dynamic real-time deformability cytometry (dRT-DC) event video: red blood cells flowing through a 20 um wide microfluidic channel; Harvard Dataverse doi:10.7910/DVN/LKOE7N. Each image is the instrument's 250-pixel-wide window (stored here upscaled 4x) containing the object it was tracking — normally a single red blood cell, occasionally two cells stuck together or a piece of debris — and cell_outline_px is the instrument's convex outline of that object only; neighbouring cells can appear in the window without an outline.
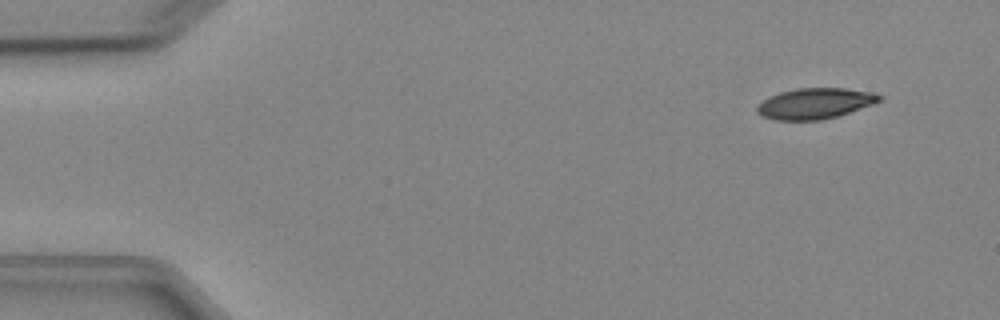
{"species": "Egyptian fruit bat (a non-hibernating species)", "species_latin": "Rousettus aegyptiacus", "temperature_condition": "cold", "stored_images_in_passage": 4, "camera_frame_rate_fps": 3000, "um_per_image_px": 0.085, "animal": {"sex": "female"}, "frame": {"image": 1, "passage_image": 1, "time_ms": 0.0, "image_size_px": [1000, 320], "cell_outline_px": [[884, 96], [880, 100], [872, 104], [836, 116], [820, 120], [776, 120], [760, 116], [756, 112], [756, 108], [768, 96], [780, 92], [796, 88], [844, 88], [876, 92]], "centroid_in_image_um": [69.26, 8.78], "position_along_channel_um": 15.7, "area_um2": 21.91}}
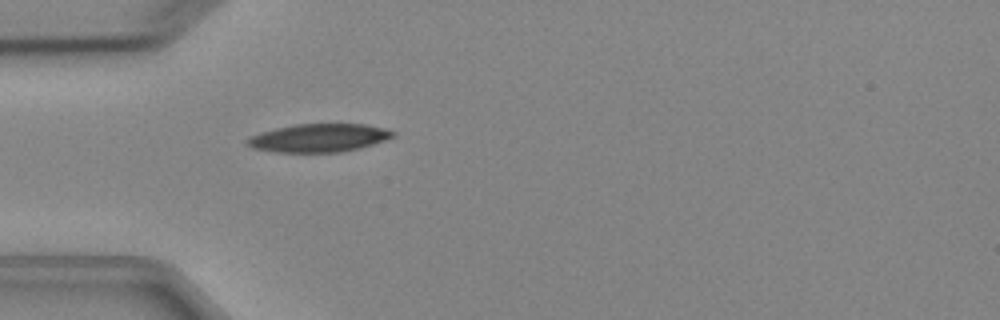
{"frame": {"image": 2, "passage_image": 4, "time_ms": 3.667, "image_size_px": [1000, 320], "cell_outline_px": [[396, 136], [360, 148], [340, 152], [272, 152], [252, 148], [244, 140], [248, 136], [260, 132], [276, 128], [296, 124], [364, 124], [396, 132]], "centroid_in_image_um": [27.04, 11.73], "position_along_channel_um": 58.0, "area_um2": 23.93}}